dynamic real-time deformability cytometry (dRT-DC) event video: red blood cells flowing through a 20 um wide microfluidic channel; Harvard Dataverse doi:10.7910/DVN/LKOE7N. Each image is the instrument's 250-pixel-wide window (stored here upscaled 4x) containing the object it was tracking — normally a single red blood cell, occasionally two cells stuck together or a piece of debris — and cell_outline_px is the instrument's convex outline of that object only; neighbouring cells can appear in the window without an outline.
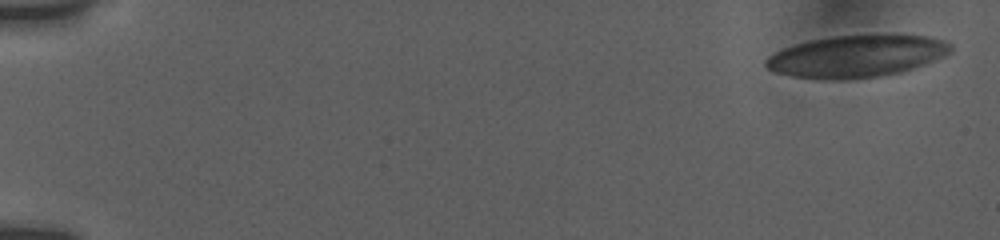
{"species": "human", "species_latin": "Homo sapiens", "temperature_condition": "room temperature", "stored_images_in_passage": 11, "camera_frame_rate_fps": 3000, "um_per_image_px": 0.085, "donor": {"sex": "female"}, "frame": {"image": 1, "passage_image": 1, "time_ms": 0.0, "image_size_px": [1000, 240], "cell_outline_px": [[952, 52], [944, 56], [900, 72], [876, 76], [844, 80], [836, 80], [792, 76], [776, 72], [768, 68], [764, 64], [764, 60], [768, 56], [784, 48], [796, 44], [812, 40], [832, 36], [928, 36], [944, 40], [952, 44]], "centroid_in_image_um": [72.79, 4.79], "position_along_channel_um": 12.2, "area_um2": 44.45}}
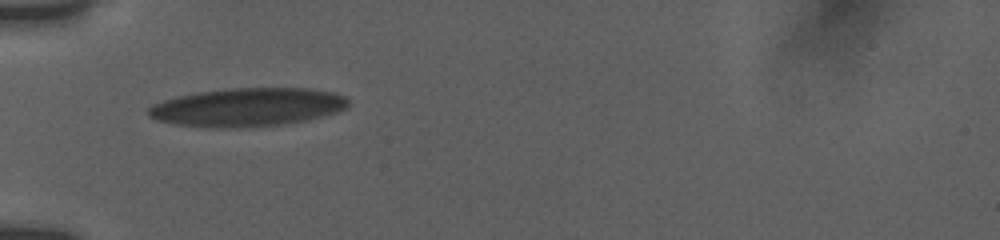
{"frame": {"image": 2, "passage_image": 10, "time_ms": 6.0, "image_size_px": [1000, 240], "cell_outline_px": [[348, 108], [336, 112], [304, 120], [284, 124], [236, 128], [208, 128], [176, 124], [156, 120], [148, 116], [148, 108], [152, 104], [176, 96], [196, 92], [232, 88], [308, 88], [332, 92], [344, 96], [348, 100]], "centroid_in_image_um": [20.99, 9.11], "position_along_channel_um": 64.0, "area_um2": 44.85}}